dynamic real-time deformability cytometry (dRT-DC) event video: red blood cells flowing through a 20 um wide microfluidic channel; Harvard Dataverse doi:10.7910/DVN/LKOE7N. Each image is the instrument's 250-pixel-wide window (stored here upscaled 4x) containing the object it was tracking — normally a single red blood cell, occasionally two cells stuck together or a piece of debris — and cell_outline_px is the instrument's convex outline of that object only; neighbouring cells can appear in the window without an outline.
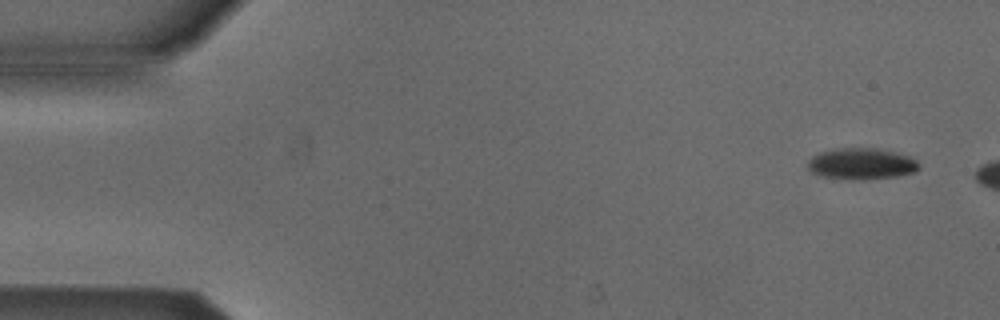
{"species": "Egyptian fruit bat (a non-hibernating species)", "species_latin": "Rousettus aegyptiacus", "temperature_condition": "cold", "stored_images_in_passage": 4, "camera_frame_rate_fps": 3000, "um_per_image_px": 0.085, "animal": {"sex": "male"}, "frame": {"image": 1, "passage_image": 1, "time_ms": 0.0, "image_size_px": [1000, 320], "cell_outline_px": [[920, 168], [912, 172], [896, 176], [852, 180], [824, 176], [812, 172], [808, 168], [808, 160], [812, 156], [820, 152], [840, 148], [876, 148], [908, 156], [916, 160], [920, 164]], "centroid_in_image_um": [73.21, 13.91], "position_along_channel_um": 11.8, "area_um2": 19.94}}